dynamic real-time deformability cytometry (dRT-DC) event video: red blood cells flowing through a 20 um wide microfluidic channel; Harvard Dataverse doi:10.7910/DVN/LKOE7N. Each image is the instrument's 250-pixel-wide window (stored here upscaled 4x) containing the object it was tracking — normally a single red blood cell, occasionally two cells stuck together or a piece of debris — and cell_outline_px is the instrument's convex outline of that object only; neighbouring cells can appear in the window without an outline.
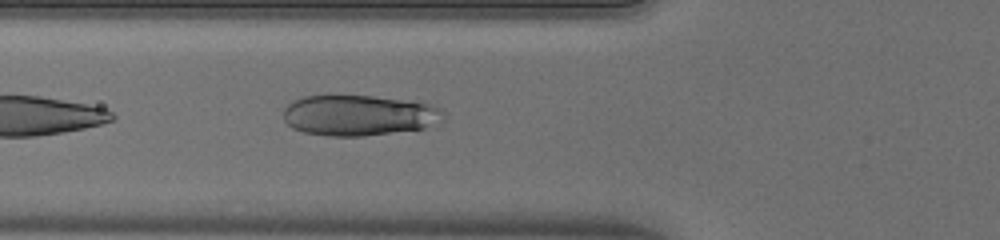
{"species": "human", "species_latin": "Homo sapiens", "temperature_condition": "warm", "stored_images_in_passage": 10, "camera_frame_rate_fps": 3000, "um_per_image_px": 0.085, "donor": {"sex": "male"}, "frame": {"image": 1, "passage_image": 4, "time_ms": 1.0, "image_size_px": [1000, 240], "cell_outline_px": [[444, 120], [440, 128], [364, 136], [332, 136], [304, 132], [292, 128], [284, 120], [284, 108], [292, 100], [300, 96], [372, 96], [424, 100], [440, 108], [444, 112]], "centroid_in_image_um": [30.69, 9.8], "position_along_channel_um": 95.1, "area_um2": 39.42}}
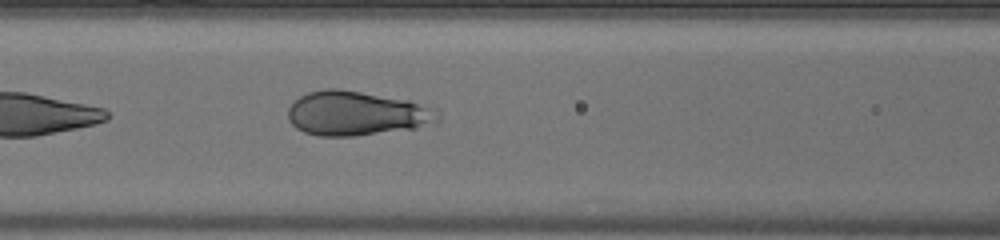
{"frame": {"image": 2, "passage_image": 7, "time_ms": 2.0, "image_size_px": [1000, 240], "cell_outline_px": [[440, 120], [436, 124], [416, 128], [352, 136], [316, 136], [304, 132], [296, 128], [288, 120], [288, 108], [300, 96], [308, 92], [324, 88], [336, 88], [408, 100], [436, 108], [440, 112]], "centroid_in_image_um": [30.34, 9.64], "position_along_channel_um": 136.3, "area_um2": 39.02}}